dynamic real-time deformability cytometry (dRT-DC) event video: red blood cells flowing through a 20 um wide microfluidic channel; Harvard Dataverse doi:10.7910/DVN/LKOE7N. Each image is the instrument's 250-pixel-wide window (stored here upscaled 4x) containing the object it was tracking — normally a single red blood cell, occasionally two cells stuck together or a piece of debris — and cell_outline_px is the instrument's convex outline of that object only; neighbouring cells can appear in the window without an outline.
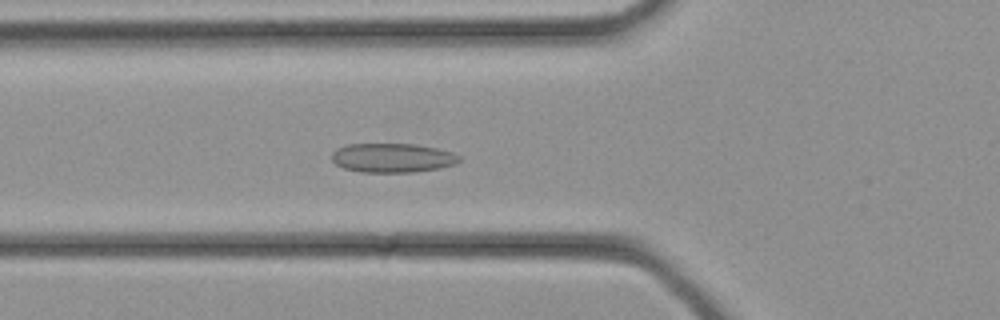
{"species": "common noctule bat (a hibernating species)", "species_latin": "Nyctalus noctula", "temperature_condition": "cold", "stored_images_in_passage": 28, "camera_frame_rate_fps": 3000, "um_per_image_px": 0.085, "animal": {"sex": "female", "body_mass_g": 21.9}, "frame": {"image": 1, "passage_image": 6, "time_ms": 1.667, "image_size_px": [1000, 320], "cell_outline_px": [[460, 160], [456, 164], [440, 168], [412, 172], [360, 172], [344, 168], [336, 164], [332, 160], [332, 152], [336, 148], [348, 144], [416, 144], [436, 148], [452, 152], [460, 156]], "centroid_in_image_um": [33.35, 13.41], "position_along_channel_um": 92.4, "area_um2": 21.73}}
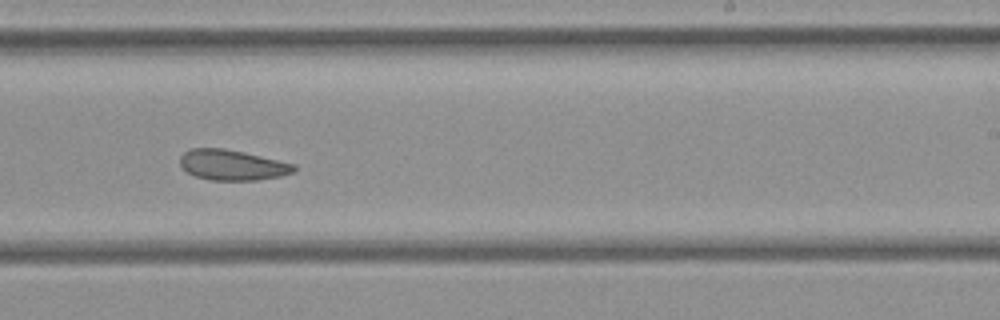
{"frame": {"image": 2, "passage_image": 15, "time_ms": 4.667, "image_size_px": [1000, 320], "cell_outline_px": [[296, 172], [280, 176], [256, 180], [212, 180], [196, 176], [180, 168], [180, 156], [184, 152], [192, 148], [224, 148], [244, 152], [296, 164]], "centroid_in_image_um": [19.75, 14.02], "position_along_channel_um": 269.3, "area_um2": 20.29}}
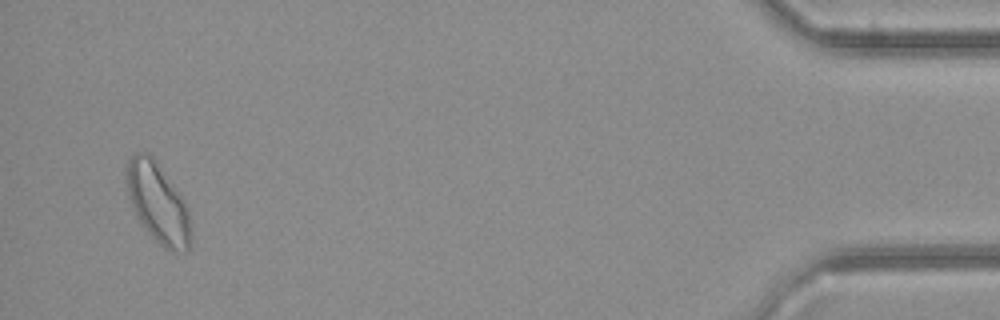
{"frame": {"image": 3, "passage_image": 27, "time_ms": 8.667, "image_size_px": [1000, 320], "cell_outline_px": [[192, 248], [188, 252], [172, 252], [164, 248], [140, 224], [132, 208], [128, 196], [124, 180], [124, 168], [128, 160], [136, 152], [148, 152], [152, 156], [180, 196], [188, 212], [192, 232]], "centroid_in_image_um": [13.39, 17.3], "position_along_channel_um": 421.8, "area_um2": 30.29}}